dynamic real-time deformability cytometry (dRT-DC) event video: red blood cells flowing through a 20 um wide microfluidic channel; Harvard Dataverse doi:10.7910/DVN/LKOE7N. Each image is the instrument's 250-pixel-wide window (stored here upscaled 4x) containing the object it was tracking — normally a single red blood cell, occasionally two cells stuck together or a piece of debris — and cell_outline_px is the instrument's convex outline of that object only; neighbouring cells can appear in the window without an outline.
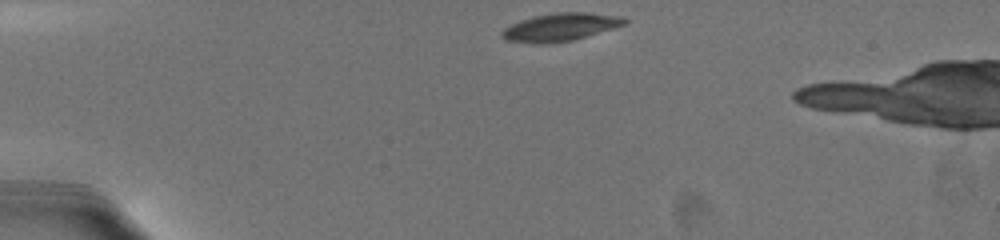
{"species": "common noctule bat (a hibernating species)", "species_latin": "Nyctalus noctula", "temperature_condition": "warm", "stored_images_in_passage": 6, "camera_frame_rate_fps": 3000, "um_per_image_px": 0.085, "animal": {"sex": "female", "body_mass_g": 19.5, "forearm_length_mm": 54.1}, "frame": {"image": 1, "passage_image": 1, "time_ms": 0.0, "image_size_px": [1000, 240], "cell_outline_px": [[628, 20], [624, 24], [612, 28], [572, 40], [552, 44], [536, 44], [508, 40], [500, 36], [500, 32], [504, 28], [520, 20], [532, 16], [556, 12], [584, 12], [620, 16]], "centroid_in_image_um": [47.57, 2.3], "position_along_channel_um": 37.4, "area_um2": 19.83}}